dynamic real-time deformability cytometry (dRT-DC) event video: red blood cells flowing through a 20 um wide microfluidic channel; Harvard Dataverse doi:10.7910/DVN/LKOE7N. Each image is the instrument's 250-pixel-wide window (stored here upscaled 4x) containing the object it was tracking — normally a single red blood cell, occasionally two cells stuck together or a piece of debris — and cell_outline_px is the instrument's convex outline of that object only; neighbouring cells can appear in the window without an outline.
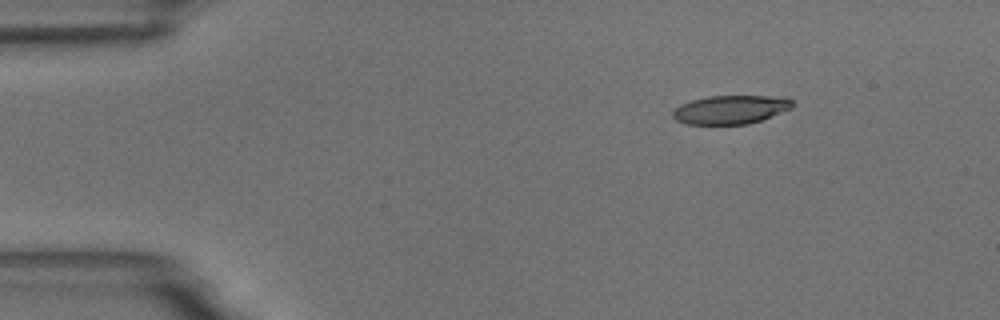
{"species": "common noctule bat (a hibernating species)", "species_latin": "Nyctalus noctula", "temperature_condition": "room temperature", "stored_images_in_passage": 5, "camera_frame_rate_fps": 3000, "um_per_image_px": 0.085, "animal": {"sex": "male", "body_mass_g": 18.8}, "frame": {"image": 1, "passage_image": 1, "time_ms": 0.0, "image_size_px": [1000, 320], "cell_outline_px": [[796, 104], [792, 108], [760, 120], [748, 124], [688, 124], [676, 120], [672, 116], [672, 112], [680, 104], [692, 100], [708, 96], [788, 96]], "centroid_in_image_um": [62.14, 9.3], "position_along_channel_um": 22.9, "area_um2": 20.06}}
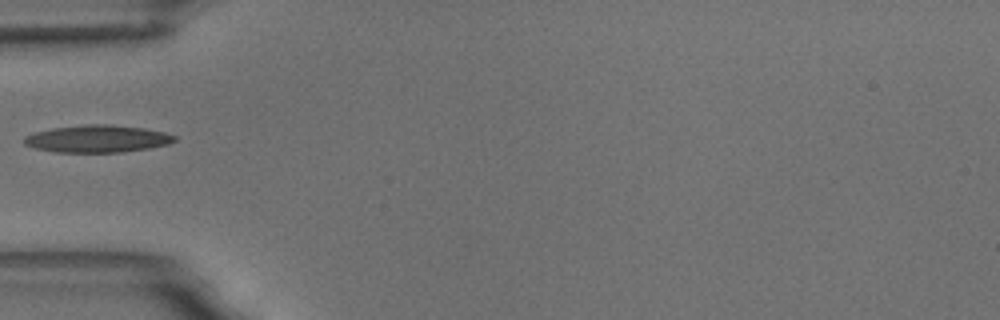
{"frame": {"image": 2, "passage_image": 4, "time_ms": 3.667, "image_size_px": [1000, 320], "cell_outline_px": [[176, 140], [168, 144], [148, 148], [124, 152], [56, 152], [36, 148], [24, 144], [24, 136], [36, 132], [52, 128], [88, 124], [108, 124], [144, 128], [164, 132], [176, 136]], "centroid_in_image_um": [8.29, 11.79], "position_along_channel_um": 76.7, "area_um2": 23.81}}
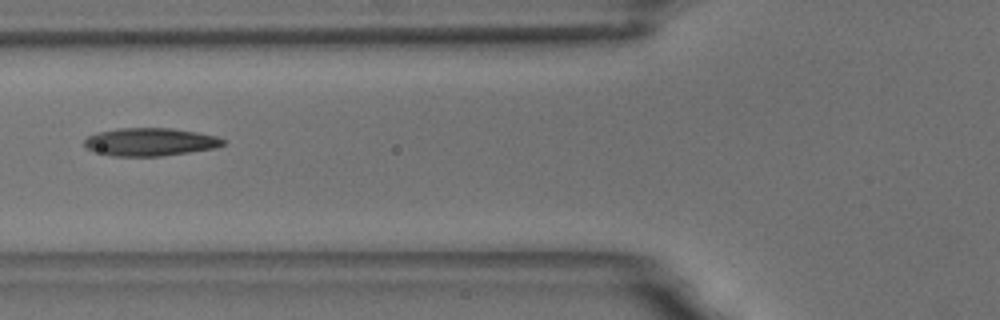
{"frame": {"image": 3, "passage_image": 5, "time_ms": 4.667, "image_size_px": [1000, 320], "cell_outline_px": [[228, 140], [224, 144], [216, 148], [160, 156], [112, 156], [92, 152], [84, 144], [84, 140], [88, 136], [96, 132], [116, 128], [172, 128], [196, 132], [216, 136]], "centroid_in_image_um": [12.74, 12.06], "position_along_channel_um": 113.1, "area_um2": 22.77}}